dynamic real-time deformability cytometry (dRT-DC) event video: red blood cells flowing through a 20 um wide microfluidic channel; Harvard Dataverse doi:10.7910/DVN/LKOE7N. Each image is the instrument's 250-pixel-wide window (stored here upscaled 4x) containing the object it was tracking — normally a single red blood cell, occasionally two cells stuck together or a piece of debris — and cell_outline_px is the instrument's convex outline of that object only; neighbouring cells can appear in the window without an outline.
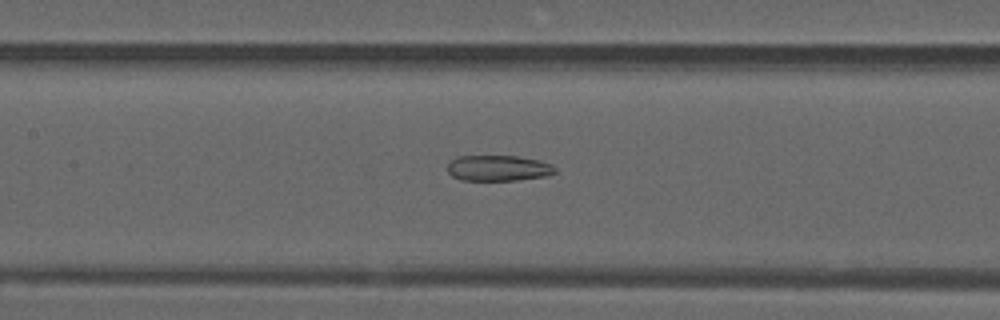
{"species": "common noctule bat (a hibernating species)", "species_latin": "Nyctalus noctula", "temperature_condition": "warm", "stored_images_in_passage": 51, "camera_frame_rate_fps": 3000, "um_per_image_px": 0.085, "animal": {"sex": "male", "forearm_length_mm": 52.5}, "frame": {"image": 1, "passage_image": 23, "time_ms": 7.333, "image_size_px": [1000, 320], "cell_outline_px": [[556, 172], [548, 176], [516, 180], [460, 180], [452, 176], [448, 172], [448, 164], [456, 156], [516, 156], [540, 160], [552, 164], [556, 168]], "centroid_in_image_um": [42.38, 14.29], "position_along_channel_um": 165.0, "area_um2": 16.24}}
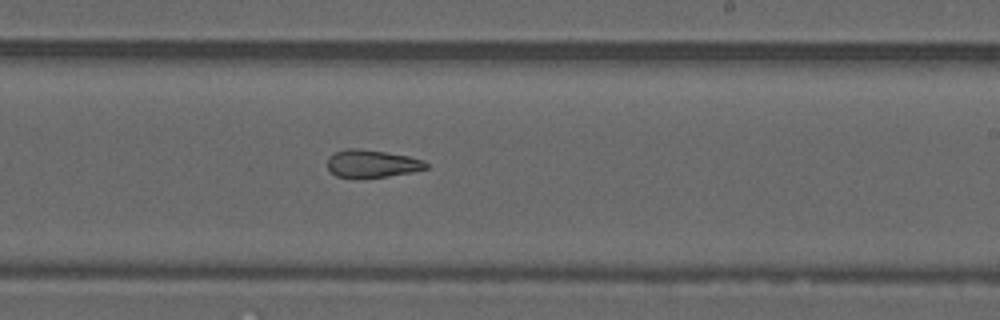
{"frame": {"image": 2, "passage_image": 30, "time_ms": 9.667, "image_size_px": [1000, 320], "cell_outline_px": [[428, 168], [412, 172], [388, 176], [336, 176], [328, 168], [328, 156], [344, 148], [360, 148], [408, 156], [424, 160], [428, 164]], "centroid_in_image_um": [31.63, 13.88], "position_along_channel_um": 257.4, "area_um2": 15.55}}
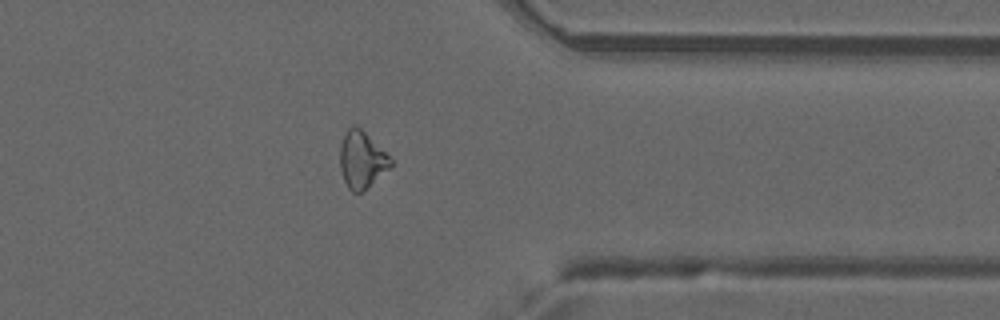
{"frame": {"image": 3, "passage_image": 40, "time_ms": 13.0, "image_size_px": [1000, 320], "cell_outline_px": [[392, 164], [364, 192], [352, 192], [348, 188], [344, 180], [340, 168], [340, 144], [348, 128], [352, 124], [360, 128], [392, 160]], "centroid_in_image_um": [30.71, 13.61], "position_along_channel_um": 380.7, "area_um2": 16.42}, "authors_computed_cell_mechanics": {"area_um2": 18.9584, "velocity_mm_per_s": 3.9809, "shape_relaxation_time_tau1_ms": null, "shape_relaxation_time_tau2_ms": 3.4736, "deformation_change_tau1": null, "deformation_change_tau2": 0.1279}}